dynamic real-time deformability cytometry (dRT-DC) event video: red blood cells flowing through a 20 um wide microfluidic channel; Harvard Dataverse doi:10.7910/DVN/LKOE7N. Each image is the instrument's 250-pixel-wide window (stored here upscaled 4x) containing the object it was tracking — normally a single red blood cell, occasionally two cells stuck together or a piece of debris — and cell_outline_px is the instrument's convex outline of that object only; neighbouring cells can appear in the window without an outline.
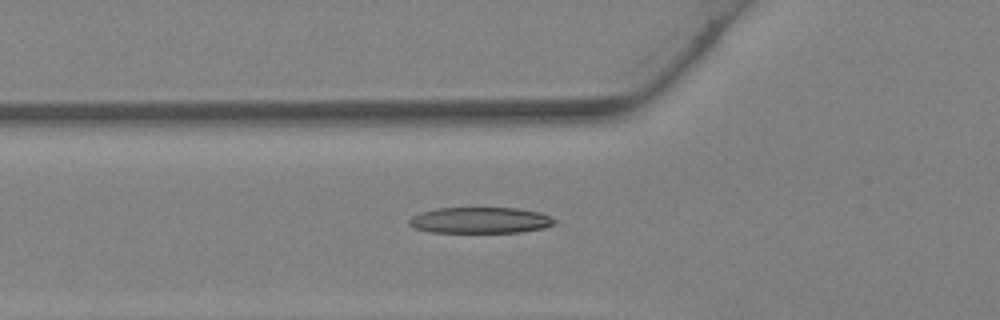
{"species": "Egyptian fruit bat (a non-hibernating species)", "species_latin": "Rousettus aegyptiacus", "temperature_condition": "warm", "stored_images_in_passage": 25, "camera_frame_rate_fps": 3000, "um_per_image_px": 0.085, "animal": {"sex": "female"}, "frame": {"image": 1, "passage_image": 3, "time_ms": 0.667, "image_size_px": [1000, 320], "cell_outline_px": [[556, 224], [544, 228], [520, 232], [432, 232], [416, 228], [408, 224], [408, 220], [412, 216], [420, 212], [436, 208], [516, 208], [540, 212], [556, 220]], "centroid_in_image_um": [40.82, 18.72], "position_along_channel_um": 85.0, "area_um2": 22.08}}
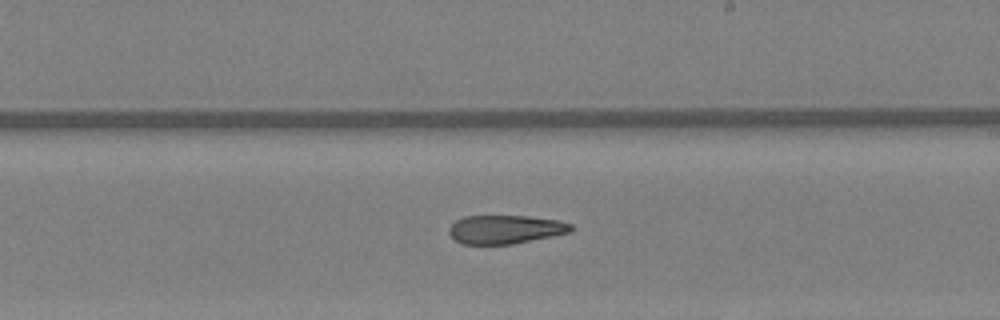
{"frame": {"image": 2, "passage_image": 12, "time_ms": 3.667, "image_size_px": [1000, 320], "cell_outline_px": [[572, 232], [512, 244], [464, 244], [456, 240], [448, 232], [448, 228], [456, 220], [464, 216], [528, 216], [556, 220], [572, 224]], "centroid_in_image_um": [42.95, 19.49], "position_along_channel_um": 246.1, "area_um2": 20.23}}
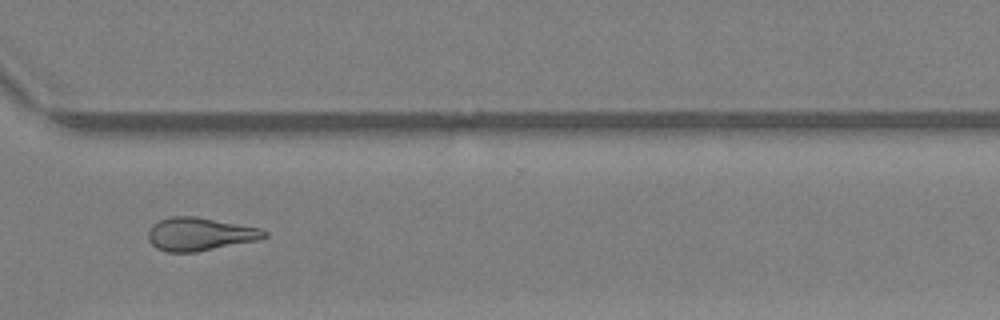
{"frame": {"image": 3, "passage_image": 18, "time_ms": 5.667, "image_size_px": [1000, 320], "cell_outline_px": [[268, 236], [256, 240], [196, 252], [168, 252], [156, 248], [148, 240], [148, 232], [152, 224], [160, 220], [172, 216], [196, 216], [260, 228], [268, 232]], "centroid_in_image_um": [16.96, 19.89], "position_along_channel_um": 353.6, "area_um2": 22.31}}